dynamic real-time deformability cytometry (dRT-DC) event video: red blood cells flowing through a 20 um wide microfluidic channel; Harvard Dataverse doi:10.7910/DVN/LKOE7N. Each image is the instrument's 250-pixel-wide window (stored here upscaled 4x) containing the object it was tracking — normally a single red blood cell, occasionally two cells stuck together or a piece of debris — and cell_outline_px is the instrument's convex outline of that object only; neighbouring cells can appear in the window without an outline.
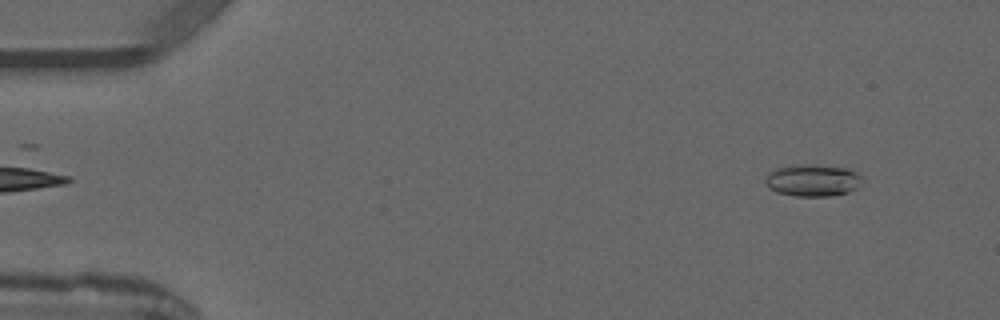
{"species": "common noctule bat (a hibernating species)", "species_latin": "Nyctalus noctula", "temperature_condition": "warm", "stored_images_in_passage": 5, "camera_frame_rate_fps": 3000, "um_per_image_px": 0.085, "animal": {"sex": "male", "forearm_length_mm": 52.5}, "frame": {"image": 1, "passage_image": 5, "time_ms": 6.0, "image_size_px": [1000, 320], "cell_outline_px": [[860, 176], [856, 188], [848, 192], [828, 196], [796, 196], [776, 192], [768, 188], [768, 176], [776, 168], [812, 164], [848, 168], [860, 172]], "centroid_in_image_um": [69.12, 15.33], "position_along_channel_um": 15.9, "area_um2": 17.57}}